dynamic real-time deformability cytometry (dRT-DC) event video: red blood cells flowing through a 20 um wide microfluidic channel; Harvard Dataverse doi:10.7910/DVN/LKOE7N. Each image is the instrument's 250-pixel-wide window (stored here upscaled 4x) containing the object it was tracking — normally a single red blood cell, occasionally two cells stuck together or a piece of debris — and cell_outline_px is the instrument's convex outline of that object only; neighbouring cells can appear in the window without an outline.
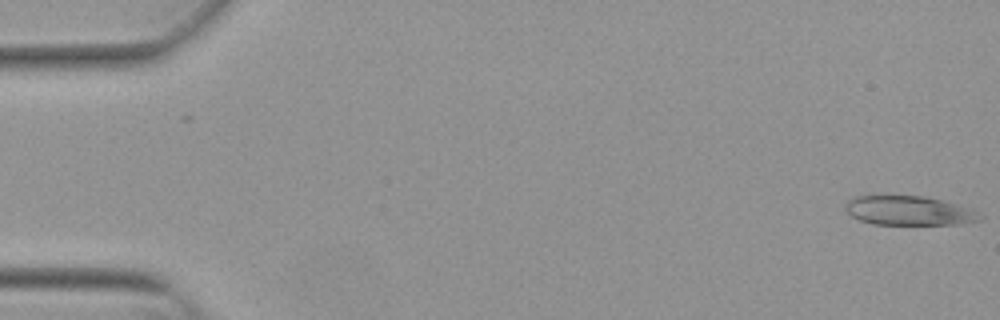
{"species": "Egyptian fruit bat (a non-hibernating species)", "species_latin": "Rousettus aegyptiacus", "temperature_condition": "warm", "stored_images_in_passage": 12, "camera_frame_rate_fps": 3000, "um_per_image_px": 0.085, "animal": {"sex": "female"}, "frame": {"image": 1, "passage_image": 1, "time_ms": 0.0, "image_size_px": [1000, 320], "cell_outline_px": [[984, 216], [980, 220], [952, 224], [872, 224], [860, 220], [852, 216], [844, 208], [844, 204], [852, 196], [888, 192], [924, 196], [972, 208]], "centroid_in_image_um": [77.16, 17.84], "position_along_channel_um": 7.8, "area_um2": 23.87}}